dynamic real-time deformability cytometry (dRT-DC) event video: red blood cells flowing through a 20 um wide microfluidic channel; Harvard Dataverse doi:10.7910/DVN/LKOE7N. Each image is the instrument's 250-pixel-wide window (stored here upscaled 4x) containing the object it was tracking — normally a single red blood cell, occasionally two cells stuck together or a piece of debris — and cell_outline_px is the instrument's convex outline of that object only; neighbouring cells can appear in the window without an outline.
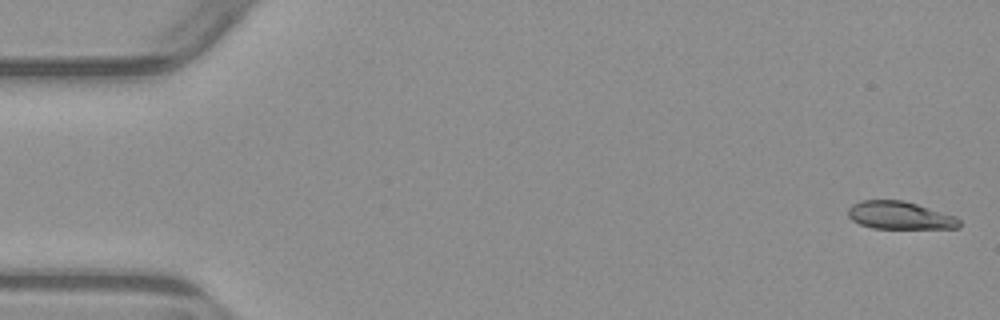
{"species": "common noctule bat (a hibernating species)", "species_latin": "Nyctalus noctula", "temperature_condition": "warm", "stored_images_in_passage": 5, "camera_frame_rate_fps": 3000, "um_per_image_px": 0.085, "animal": {"sex": "male", "body_mass_g": 23.1, "forearm_length_mm": 52.7}, "frame": {"image": 1, "passage_image": 1, "time_ms": 0.0, "image_size_px": [1000, 320], "cell_outline_px": [[960, 228], [872, 228], [860, 224], [852, 220], [848, 216], [848, 208], [852, 204], [860, 200], [904, 200], [956, 216], [960, 220]], "centroid_in_image_um": [76.47, 18.3], "position_along_channel_um": 8.5, "area_um2": 18.03}}
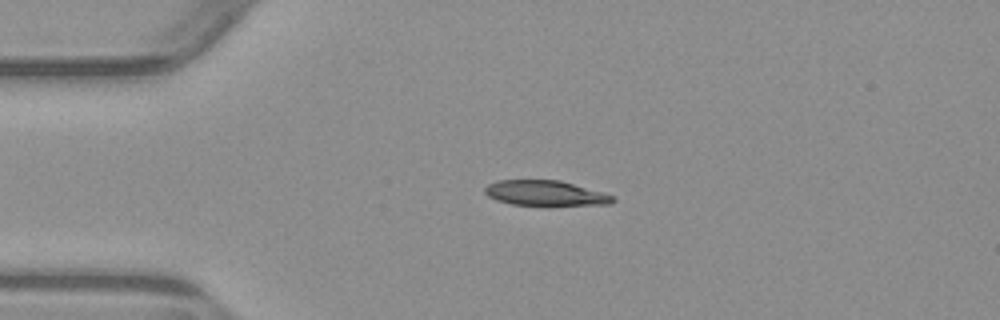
{"frame": {"image": 2, "passage_image": 4, "time_ms": 3.667, "image_size_px": [1000, 320], "cell_outline_px": [[616, 200], [612, 204], [548, 208], [544, 208], [512, 204], [496, 200], [488, 196], [484, 192], [484, 188], [488, 184], [500, 180], [560, 180], [604, 192], [612, 196]], "centroid_in_image_um": [46.42, 16.47], "position_along_channel_um": 38.6, "area_um2": 19.88}}